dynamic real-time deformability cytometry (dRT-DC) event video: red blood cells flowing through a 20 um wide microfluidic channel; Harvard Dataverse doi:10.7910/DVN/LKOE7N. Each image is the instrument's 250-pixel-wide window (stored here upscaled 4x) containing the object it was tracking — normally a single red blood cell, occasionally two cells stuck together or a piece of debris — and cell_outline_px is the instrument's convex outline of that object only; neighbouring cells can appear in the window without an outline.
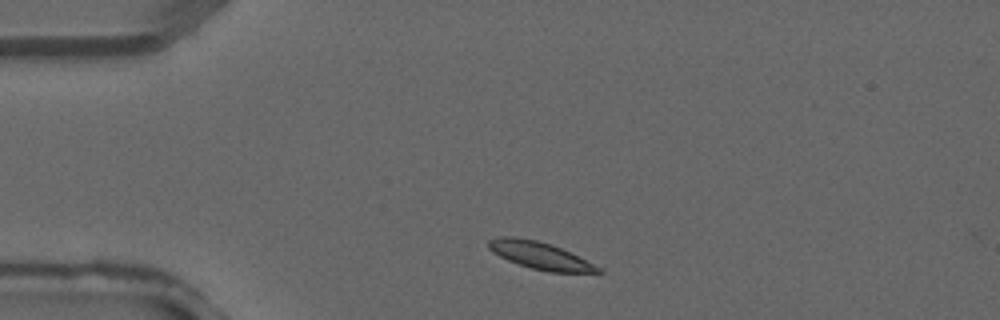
{"species": "common noctule bat (a hibernating species)", "species_latin": "Nyctalus noctula", "temperature_condition": "warm", "stored_images_in_passage": 2, "camera_frame_rate_fps": 3000, "um_per_image_px": 0.085, "animal": {"sex": "male", "forearm_length_mm": 52.5}, "frame": {"image": 1, "passage_image": 1, "time_ms": 0.0, "image_size_px": [1000, 320], "cell_outline_px": [[604, 272], [548, 272], [532, 268], [508, 260], [492, 252], [488, 248], [488, 240], [500, 236], [516, 236], [536, 240], [560, 248], [604, 268]], "centroid_in_image_um": [45.9, 21.71], "position_along_channel_um": 39.1, "area_um2": 17.22}}